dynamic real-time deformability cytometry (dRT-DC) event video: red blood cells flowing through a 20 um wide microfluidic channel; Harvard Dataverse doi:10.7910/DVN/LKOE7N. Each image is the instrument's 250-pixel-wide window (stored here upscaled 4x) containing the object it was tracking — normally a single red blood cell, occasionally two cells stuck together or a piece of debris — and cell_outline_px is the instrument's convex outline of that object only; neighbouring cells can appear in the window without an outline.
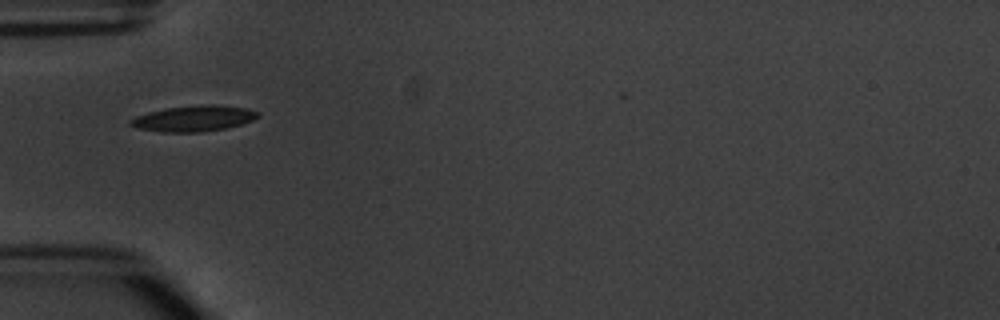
{"species": "common noctule bat (a hibernating species)", "species_latin": "Nyctalus noctula", "temperature_condition": "warm", "stored_images_in_passage": 4, "camera_frame_rate_fps": 3000, "um_per_image_px": 0.085, "animal": {"sex": "male", "body_mass_g": 20.1, "forearm_length_mm": 53.5}, "frame": {"image": 1, "passage_image": 1, "time_ms": 0.0, "image_size_px": [1000, 320], "cell_outline_px": [[260, 116], [252, 120], [240, 124], [224, 128], [200, 132], [160, 132], [136, 128], [128, 124], [128, 120], [136, 116], [148, 112], [164, 108], [208, 104], [212, 104], [248, 108], [260, 112]], "centroid_in_image_um": [16.44, 10.06], "position_along_channel_um": 68.6, "area_um2": 19.25}}
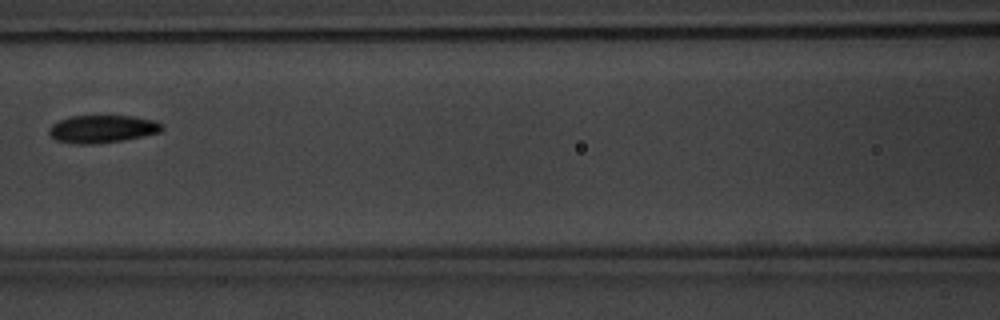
{"frame": {"image": 2, "passage_image": 3, "time_ms": 2.333, "image_size_px": [1000, 320], "cell_outline_px": [[164, 128], [160, 132], [120, 140], [92, 144], [72, 144], [56, 140], [48, 132], [48, 128], [52, 124], [60, 120], [72, 116], [132, 116], [152, 120], [164, 124]], "centroid_in_image_um": [8.67, 10.96], "position_along_channel_um": 157.9, "area_um2": 18.03}}
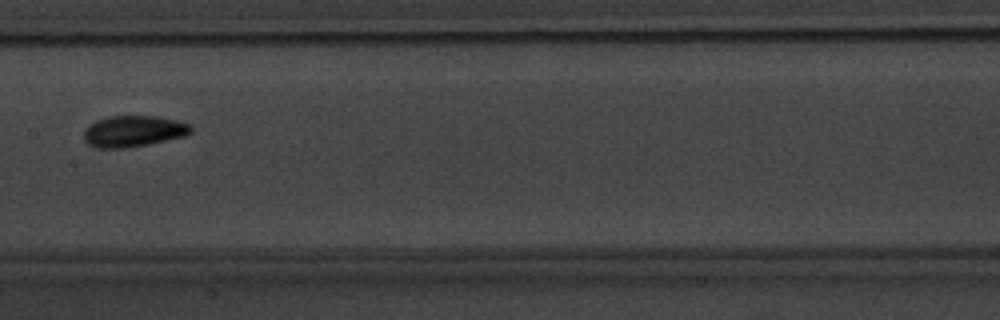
{"frame": {"image": 3, "passage_image": 4, "time_ms": 3.333, "image_size_px": [1000, 320], "cell_outline_px": [[192, 132], [184, 136], [148, 144], [124, 148], [100, 148], [88, 144], [84, 140], [84, 128], [88, 124], [96, 120], [108, 116], [156, 116], [176, 120], [192, 124]], "centroid_in_image_um": [11.33, 11.14], "position_along_channel_um": 196.1, "area_um2": 19.59}}